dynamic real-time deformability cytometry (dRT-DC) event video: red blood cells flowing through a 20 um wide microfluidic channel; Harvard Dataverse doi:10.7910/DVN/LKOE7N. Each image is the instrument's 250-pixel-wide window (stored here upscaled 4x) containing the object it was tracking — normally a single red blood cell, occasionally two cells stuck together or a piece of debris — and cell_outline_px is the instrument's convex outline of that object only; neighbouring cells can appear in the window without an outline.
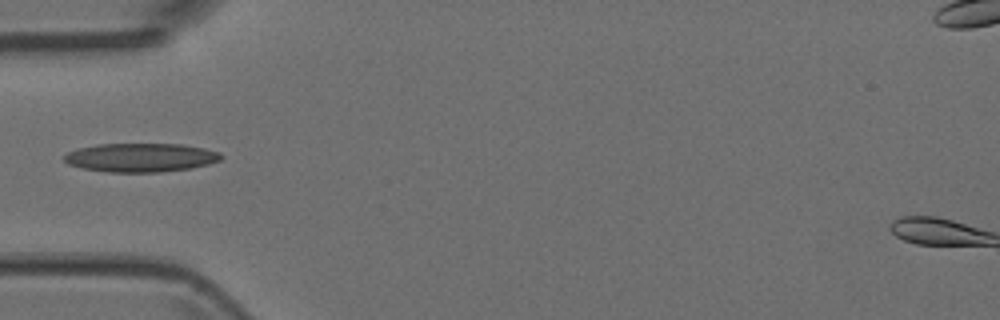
{"species": "Egyptian fruit bat (a non-hibernating species)", "species_latin": "Rousettus aegyptiacus", "temperature_condition": "room temperature", "stored_images_in_passage": 7, "camera_frame_rate_fps": 3000, "um_per_image_px": 0.085, "animal": {"sex": "female"}, "frame": {"image": 1, "passage_image": 5, "time_ms": 1.333, "image_size_px": [1000, 320], "cell_outline_px": [[224, 156], [220, 160], [208, 164], [192, 168], [160, 172], [108, 172], [84, 168], [68, 164], [64, 160], [64, 156], [68, 152], [80, 148], [100, 144], [184, 144], [204, 148], [220, 152]], "centroid_in_image_um": [12.01, 13.39], "position_along_channel_um": 73.0, "area_um2": 26.24}}